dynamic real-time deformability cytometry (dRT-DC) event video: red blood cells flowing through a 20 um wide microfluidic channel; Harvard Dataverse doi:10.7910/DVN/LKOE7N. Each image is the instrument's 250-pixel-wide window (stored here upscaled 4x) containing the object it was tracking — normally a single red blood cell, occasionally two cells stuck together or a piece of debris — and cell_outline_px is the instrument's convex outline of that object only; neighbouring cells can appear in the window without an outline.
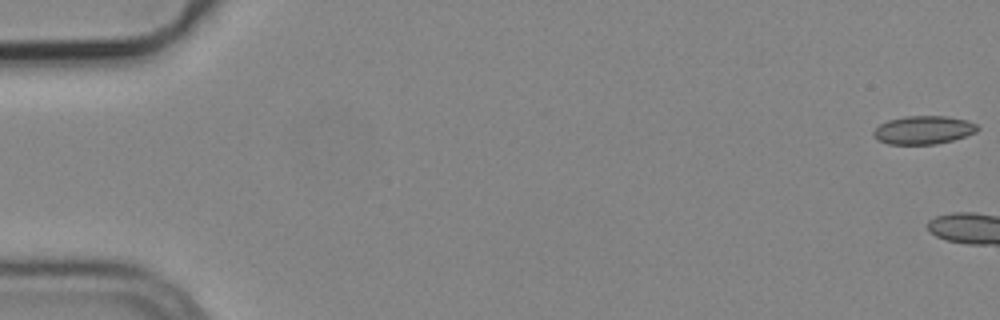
{"species": "common noctule bat (a hibernating species)", "species_latin": "Nyctalus noctula", "temperature_condition": "cold", "stored_images_in_passage": 6, "camera_frame_rate_fps": 3000, "um_per_image_px": 0.085, "animal": {"sex": "male", "body_mass_g": 19.2, "forearm_length_mm": 51.8}, "frame": {"image": 1, "passage_image": 1, "time_ms": 0.0, "image_size_px": [1000, 320], "cell_outline_px": [[980, 128], [976, 132], [952, 140], [936, 144], [888, 144], [876, 140], [872, 136], [872, 132], [880, 124], [888, 120], [904, 116], [944, 116], [968, 120], [976, 124]], "centroid_in_image_um": [78.46, 11.05], "position_along_channel_um": 6.5, "area_um2": 17.22}}